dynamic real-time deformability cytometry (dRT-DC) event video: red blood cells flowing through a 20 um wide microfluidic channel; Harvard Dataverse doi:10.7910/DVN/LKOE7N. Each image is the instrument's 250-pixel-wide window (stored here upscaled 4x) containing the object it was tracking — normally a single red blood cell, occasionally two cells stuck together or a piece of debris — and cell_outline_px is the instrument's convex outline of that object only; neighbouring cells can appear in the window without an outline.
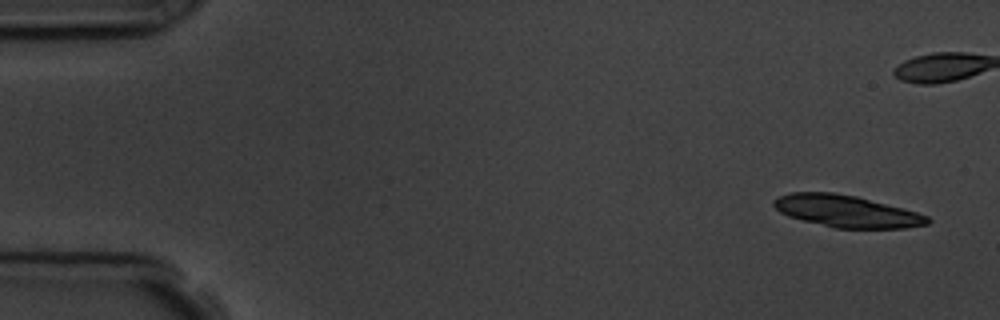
{"species": "common noctule bat (a hibernating species)", "species_latin": "Nyctalus noctula", "temperature_condition": "room temperature", "stored_images_in_passage": 6, "camera_frame_rate_fps": 3000, "um_per_image_px": 0.085, "animal": {"sex": "male", "body_mass_g": 19.5, "forearm_length_mm": 54.6}, "frame": {"image": 1, "passage_image": 1, "time_ms": 0.0, "image_size_px": [1000, 320], "cell_outline_px": [[932, 220], [928, 224], [904, 228], [836, 228], [788, 216], [780, 212], [772, 204], [772, 200], [780, 196], [792, 192], [832, 192], [856, 196], [904, 208], [928, 216]], "centroid_in_image_um": [71.97, 17.95], "position_along_channel_um": 13.0, "area_um2": 28.5}}
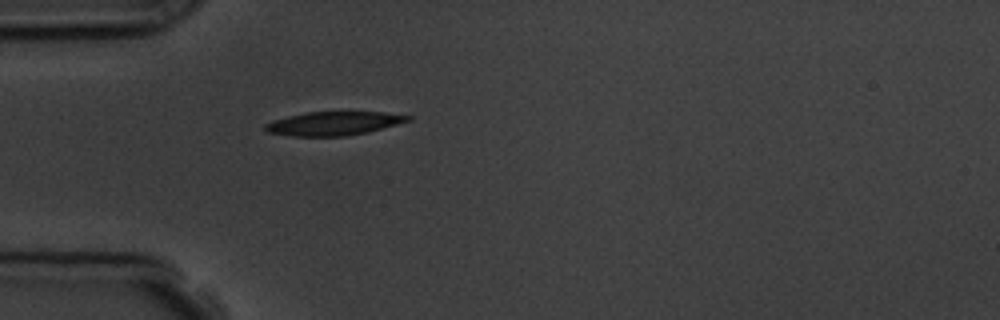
{"frame": {"image": 2, "passage_image": 6, "time_ms": 5.667, "image_size_px": [1000, 320], "cell_outline_px": [[412, 120], [368, 132], [344, 136], [292, 136], [268, 132], [264, 128], [264, 124], [272, 120], [288, 116], [308, 112], [384, 112], [412, 116]], "centroid_in_image_um": [28.36, 10.49], "position_along_channel_um": 56.6, "area_um2": 19.65}}